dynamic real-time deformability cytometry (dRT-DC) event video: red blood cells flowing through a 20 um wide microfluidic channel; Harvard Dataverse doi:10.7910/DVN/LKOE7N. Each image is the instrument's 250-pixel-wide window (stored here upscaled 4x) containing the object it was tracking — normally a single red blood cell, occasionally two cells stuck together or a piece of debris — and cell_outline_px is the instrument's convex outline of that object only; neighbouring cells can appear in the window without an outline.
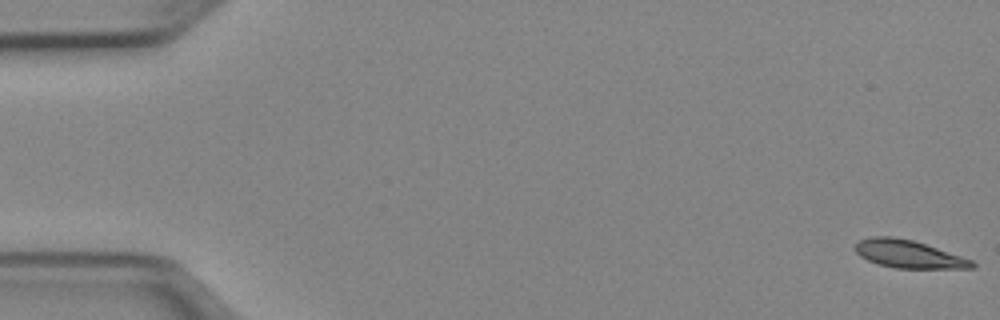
{"species": "Egyptian fruit bat (a non-hibernating species)", "species_latin": "Rousettus aegyptiacus", "temperature_condition": "cold", "stored_images_in_passage": 13, "camera_frame_rate_fps": 3000, "um_per_image_px": 0.085, "animal": {"sex": "female"}, "frame": {"image": 1, "passage_image": 1, "time_ms": 0.0, "image_size_px": [1000, 320], "cell_outline_px": [[976, 268], [896, 268], [880, 264], [868, 260], [860, 256], [856, 252], [856, 244], [860, 240], [872, 236], [892, 236], [912, 240], [972, 260], [976, 264]], "centroid_in_image_um": [77.22, 21.6], "position_along_channel_um": 7.8, "area_um2": 18.55}}
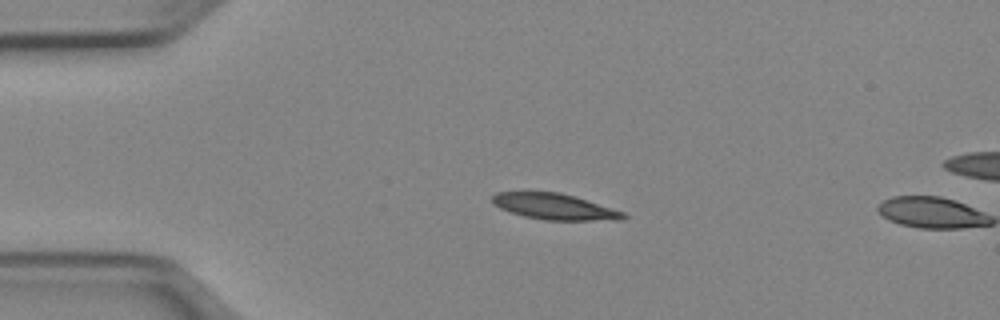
{"frame": {"image": 2, "passage_image": 12, "time_ms": 3.667, "image_size_px": [1000, 320], "cell_outline_px": [[628, 216], [624, 220], [544, 220], [524, 216], [500, 208], [492, 204], [492, 196], [496, 192], [560, 192], [624, 212]], "centroid_in_image_um": [47.13, 17.57], "position_along_channel_um": 37.9, "area_um2": 19.65}}